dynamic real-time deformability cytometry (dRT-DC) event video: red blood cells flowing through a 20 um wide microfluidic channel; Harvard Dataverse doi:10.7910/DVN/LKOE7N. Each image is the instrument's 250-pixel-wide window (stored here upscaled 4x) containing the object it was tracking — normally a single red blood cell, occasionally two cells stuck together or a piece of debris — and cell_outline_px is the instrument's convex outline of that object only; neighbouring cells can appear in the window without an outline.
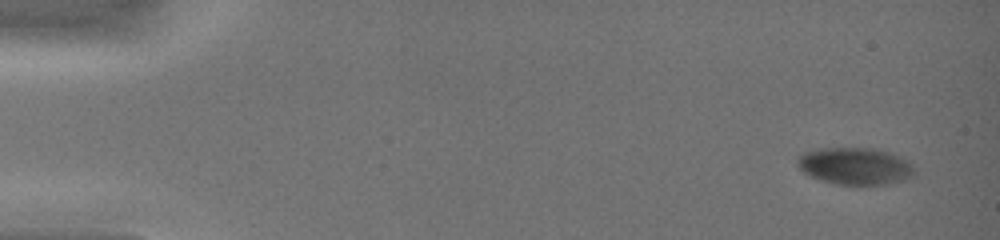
{"species": "common noctule bat (a hibernating species)", "species_latin": "Nyctalus noctula", "temperature_condition": "warm", "stored_images_in_passage": 16, "camera_frame_rate_fps": 3000, "um_per_image_px": 0.085, "animal": {"sex": "female", "body_mass_g": 19.0, "forearm_length_mm": 51.5}, "frame": {"image": 1, "passage_image": 1, "time_ms": 0.0, "image_size_px": [1000, 240], "cell_outline_px": [[912, 176], [904, 180], [888, 184], [836, 184], [820, 180], [808, 176], [796, 164], [796, 160], [804, 152], [820, 148], [872, 148], [888, 152], [908, 160], [912, 164]], "centroid_in_image_um": [72.64, 14.11], "position_along_channel_um": 12.4, "area_um2": 25.14}}
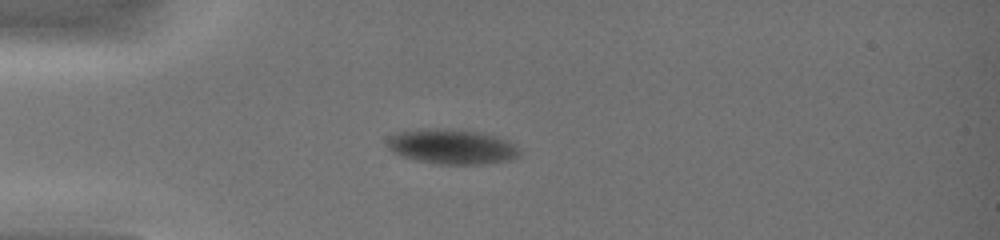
{"frame": {"image": 2, "passage_image": 13, "time_ms": 3.667, "image_size_px": [1000, 240], "cell_outline_px": [[520, 156], [504, 160], [480, 164], [436, 164], [416, 160], [400, 156], [392, 152], [388, 148], [388, 136], [396, 132], [420, 128], [448, 128], [484, 132], [508, 140], [520, 148]], "centroid_in_image_um": [38.37, 12.44], "position_along_channel_um": 46.6, "area_um2": 27.34}}